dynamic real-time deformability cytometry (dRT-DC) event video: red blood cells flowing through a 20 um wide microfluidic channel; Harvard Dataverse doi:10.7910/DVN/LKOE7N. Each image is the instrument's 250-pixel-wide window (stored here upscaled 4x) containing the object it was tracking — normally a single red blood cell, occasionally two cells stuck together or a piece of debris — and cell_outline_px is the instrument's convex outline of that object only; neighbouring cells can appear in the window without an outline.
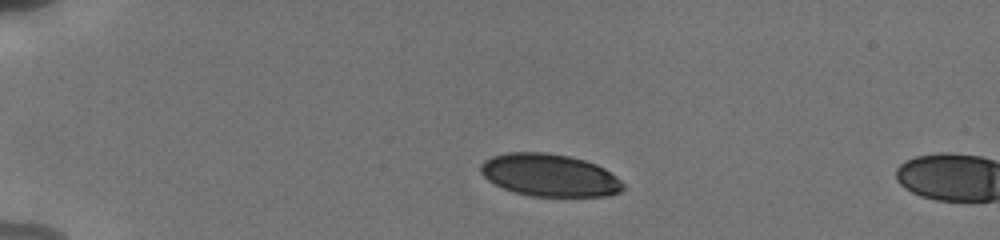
{"species": "human", "species_latin": "Homo sapiens", "temperature_condition": "cold", "stored_images_in_passage": 2, "camera_frame_rate_fps": 3000, "um_per_image_px": 0.085, "donor": {"sex": "male"}, "frame": {"image": 1, "passage_image": 1, "time_ms": 0.0, "image_size_px": [1000, 240], "cell_outline_px": [[624, 188], [620, 192], [608, 196], [532, 196], [512, 192], [488, 180], [480, 172], [480, 164], [484, 160], [492, 156], [508, 152], [544, 152], [568, 156], [584, 160], [596, 164], [604, 168], [616, 176], [624, 184]], "centroid_in_image_um": [46.71, 14.89], "position_along_channel_um": 38.3, "area_um2": 35.32}}